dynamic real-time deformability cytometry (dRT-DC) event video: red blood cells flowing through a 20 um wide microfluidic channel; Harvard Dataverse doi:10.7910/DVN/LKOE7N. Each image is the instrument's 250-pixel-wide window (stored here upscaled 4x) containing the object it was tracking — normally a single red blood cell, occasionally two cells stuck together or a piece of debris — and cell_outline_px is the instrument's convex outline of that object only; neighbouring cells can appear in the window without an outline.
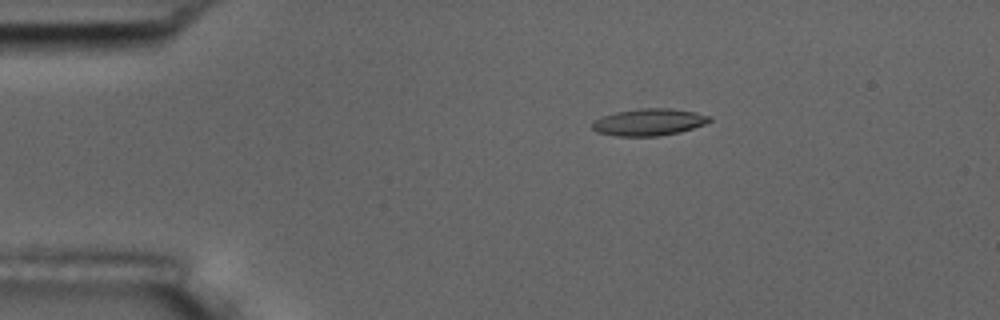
{"species": "common noctule bat (a hibernating species)", "species_latin": "Nyctalus noctula", "temperature_condition": "room temperature", "stored_images_in_passage": 4, "camera_frame_rate_fps": 3000, "um_per_image_px": 0.085, "animal": {"sex": "male", "body_mass_g": 17.5, "forearm_length_mm": 52.3}, "frame": {"image": 1, "passage_image": 3, "time_ms": 2.333, "image_size_px": [1000, 320], "cell_outline_px": [[712, 120], [704, 124], [680, 132], [656, 136], [616, 136], [596, 132], [592, 128], [592, 124], [596, 120], [604, 116], [616, 112], [640, 108], [672, 108], [696, 112], [712, 116]], "centroid_in_image_um": [55.19, 10.37], "position_along_channel_um": 29.8, "area_um2": 18.38}}